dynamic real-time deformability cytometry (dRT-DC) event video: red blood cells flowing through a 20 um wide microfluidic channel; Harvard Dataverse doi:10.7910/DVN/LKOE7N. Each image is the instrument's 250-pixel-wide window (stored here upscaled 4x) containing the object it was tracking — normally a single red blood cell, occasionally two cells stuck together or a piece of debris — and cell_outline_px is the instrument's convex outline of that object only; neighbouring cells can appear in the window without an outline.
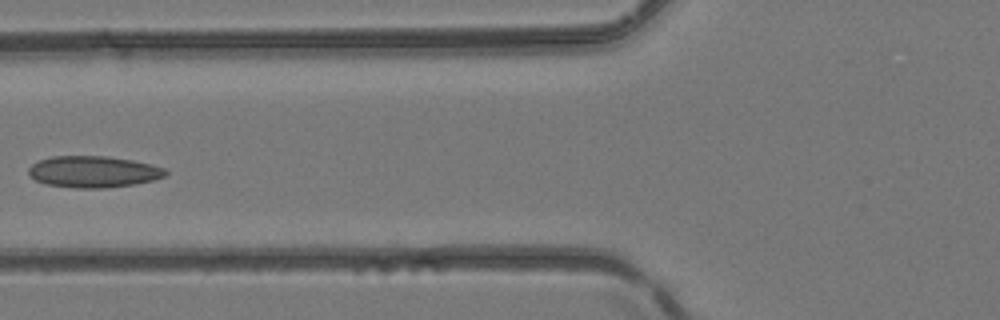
{"species": "common noctule bat (a hibernating species)", "species_latin": "Nyctalus noctula", "temperature_condition": "room temperature", "stored_images_in_passage": 6, "camera_frame_rate_fps": 3000, "um_per_image_px": 0.085, "animal": {"sex": "female", "body_mass_g": 24.6, "forearm_length_mm": 56.2}, "frame": {"image": 1, "passage_image": 6, "time_ms": 1.667, "image_size_px": [1000, 320], "cell_outline_px": [[168, 172], [164, 176], [152, 180], [136, 184], [108, 188], [76, 188], [44, 184], [36, 180], [28, 172], [28, 168], [32, 164], [40, 160], [52, 156], [104, 156], [132, 160], [152, 164], [164, 168]], "centroid_in_image_um": [7.94, 14.6], "position_along_channel_um": 117.9, "area_um2": 25.14}}